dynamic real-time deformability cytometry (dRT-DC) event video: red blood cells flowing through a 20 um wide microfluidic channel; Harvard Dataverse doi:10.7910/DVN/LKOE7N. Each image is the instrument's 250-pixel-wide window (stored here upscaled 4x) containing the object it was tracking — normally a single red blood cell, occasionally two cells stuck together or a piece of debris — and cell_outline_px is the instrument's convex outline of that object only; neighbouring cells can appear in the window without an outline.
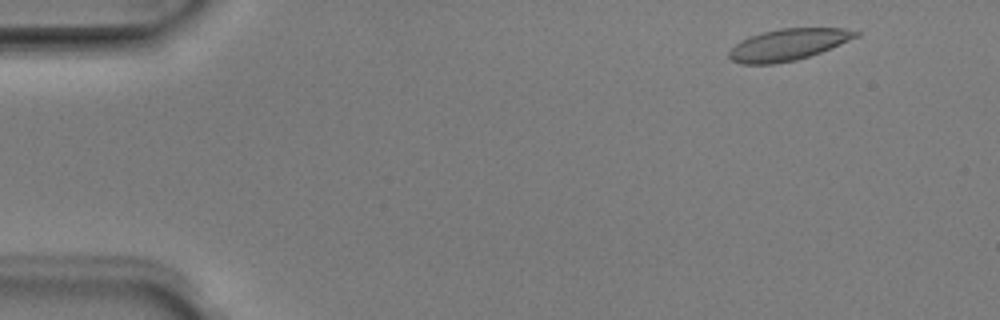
{"species": "Egyptian fruit bat (a non-hibernating species)", "species_latin": "Rousettus aegyptiacus", "temperature_condition": "room temperature", "stored_images_in_passage": 50, "camera_frame_rate_fps": 3000, "um_per_image_px": 0.085, "animal": {"sex": "male"}, "frame": {"image": 1, "passage_image": 4, "time_ms": 1.0, "image_size_px": [1000, 320], "cell_outline_px": [[860, 36], [820, 52], [796, 60], [772, 64], [740, 64], [732, 60], [728, 56], [728, 52], [740, 40], [764, 32], [780, 28], [844, 28], [860, 32]], "centroid_in_image_um": [66.99, 3.79], "position_along_channel_um": 18.0, "area_um2": 23.12}}
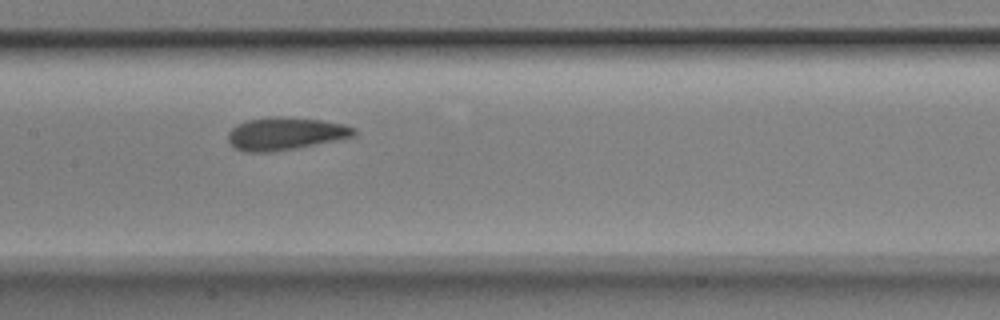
{"frame": {"image": 2, "passage_image": 24, "time_ms": 7.667, "image_size_px": [1000, 320], "cell_outline_px": [[356, 136], [272, 152], [244, 152], [236, 148], [228, 140], [228, 132], [236, 124], [248, 120], [272, 116], [280, 116], [320, 120], [344, 124], [356, 128]], "centroid_in_image_um": [24.24, 11.35], "position_along_channel_um": 183.2, "area_um2": 23.81}}
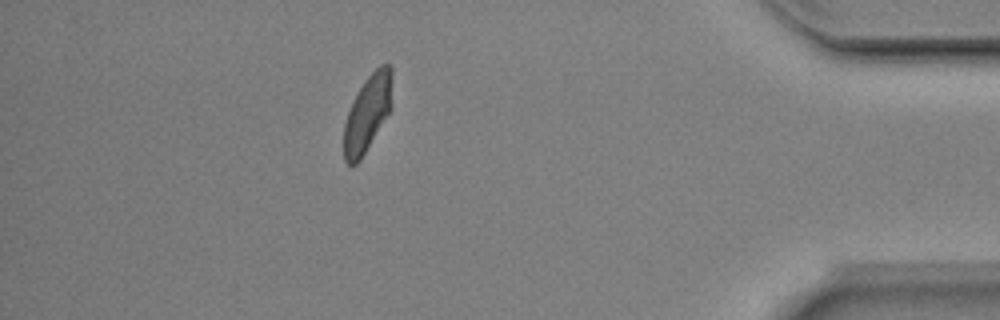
{"frame": {"image": 3, "passage_image": 44, "time_ms": 14.333, "image_size_px": [1000, 320], "cell_outline_px": [[392, 108], [360, 160], [356, 164], [348, 164], [344, 160], [344, 124], [348, 112], [364, 80], [380, 64], [392, 64]], "centroid_in_image_um": [31.27, 9.59], "position_along_channel_um": 403.9, "area_um2": 21.44}, "authors_computed_cell_mechanics": {"area_um2": 23.5824, "velocity_mm_per_s": 3.98, "shape_relaxation_time_tau1_ms": 3.3313, "shape_relaxation_time_tau2_ms": 1.1433, "deformation_change_tau1": 0.126, "deformation_change_tau2": 0.0753}}